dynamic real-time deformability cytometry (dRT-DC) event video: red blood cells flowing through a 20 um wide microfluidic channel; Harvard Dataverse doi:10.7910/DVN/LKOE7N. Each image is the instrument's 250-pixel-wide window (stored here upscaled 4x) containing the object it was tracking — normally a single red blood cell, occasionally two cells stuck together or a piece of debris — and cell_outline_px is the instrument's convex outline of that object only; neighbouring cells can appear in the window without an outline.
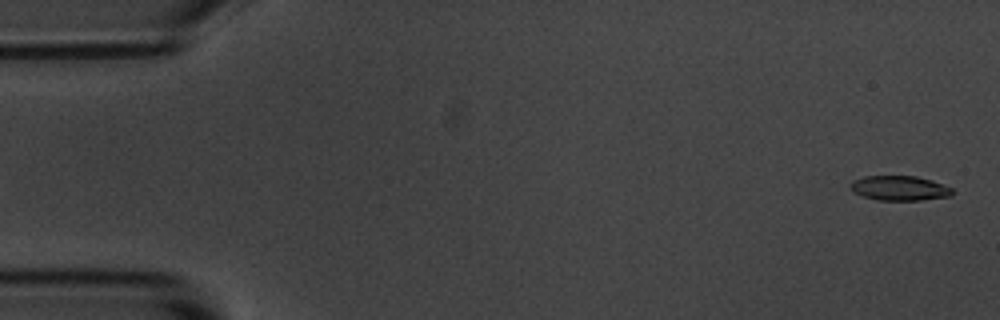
{"species": "common noctule bat (a hibernating species)", "species_latin": "Nyctalus noctula", "temperature_condition": "room temperature", "stored_images_in_passage": 5, "segment_of_instrument_passage": [2, 2], "camera_frame_rate_fps": 3000, "um_per_image_px": 0.085, "animal": {"sex": "male", "body_mass_g": 20.1, "forearm_length_mm": 53.5}, "frame": {"image": 1, "passage_image": 5, "time_ms": 4.667, "image_size_px": [1000, 320], "cell_outline_px": [[956, 192], [952, 196], [920, 200], [876, 200], [852, 192], [848, 188], [848, 184], [852, 180], [864, 176], [916, 176], [932, 180], [952, 188]], "centroid_in_image_um": [76.44, 15.99], "position_along_channel_um": 8.6, "area_um2": 14.97}}